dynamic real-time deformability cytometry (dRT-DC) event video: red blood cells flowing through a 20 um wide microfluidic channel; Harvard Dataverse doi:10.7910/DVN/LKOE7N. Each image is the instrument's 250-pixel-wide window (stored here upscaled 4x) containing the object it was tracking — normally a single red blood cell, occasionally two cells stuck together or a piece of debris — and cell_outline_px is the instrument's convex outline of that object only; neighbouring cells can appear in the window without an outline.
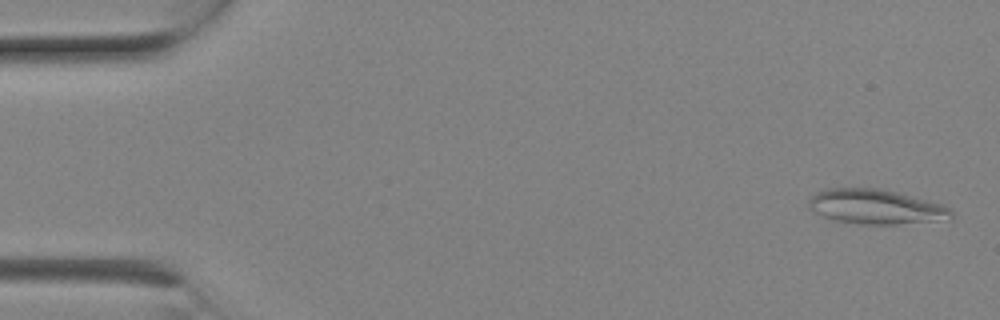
{"species": "Egyptian fruit bat (a non-hibernating species)", "species_latin": "Rousettus aegyptiacus", "temperature_condition": "room temperature", "stored_images_in_passage": 6, "camera_frame_rate_fps": 3000, "um_per_image_px": 0.085, "animal": {"sex": "female"}, "frame": {"image": 1, "passage_image": 1, "time_ms": 0.0, "image_size_px": [1000, 320], "cell_outline_px": [[952, 216], [932, 220], [896, 224], [860, 224], [832, 220], [808, 208], [808, 200], [816, 192], [828, 188], [880, 188], [944, 204], [952, 212]], "centroid_in_image_um": [74.36, 17.56], "position_along_channel_um": 10.6, "area_um2": 28.44}}